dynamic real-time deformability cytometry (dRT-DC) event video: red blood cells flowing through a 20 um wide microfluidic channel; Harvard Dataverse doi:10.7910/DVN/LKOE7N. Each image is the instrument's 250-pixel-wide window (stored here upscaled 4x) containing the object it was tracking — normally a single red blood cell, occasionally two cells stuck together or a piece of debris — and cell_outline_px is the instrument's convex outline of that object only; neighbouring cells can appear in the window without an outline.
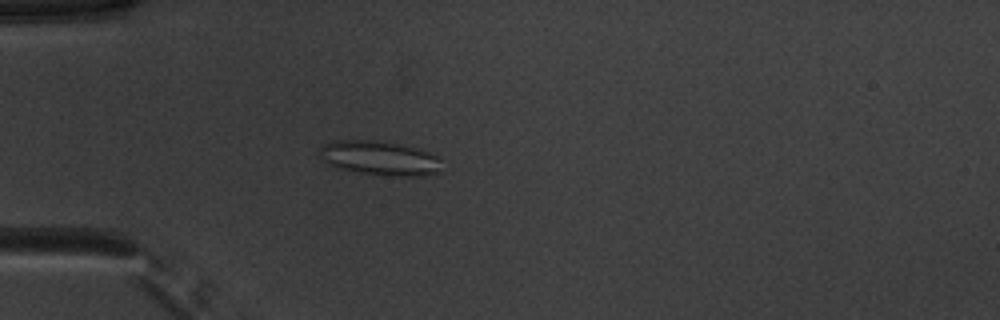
{"species": "common noctule bat (a hibernating species)", "species_latin": "Nyctalus noctula", "temperature_condition": "warm", "stored_images_in_passage": 41, "camera_frame_rate_fps": 3000, "um_per_image_px": 0.085, "animal": {"sex": "male", "body_mass_g": 20.1, "forearm_length_mm": 53.5}, "frame": {"image": 1, "passage_image": 5, "time_ms": 1.333, "image_size_px": [1000, 320], "cell_outline_px": [[440, 172], [424, 176], [392, 176], [360, 172], [336, 168], [324, 160], [316, 152], [324, 144], [332, 140], [372, 140], [396, 144], [428, 152], [436, 156], [440, 160]], "centroid_in_image_um": [32.23, 13.45], "position_along_channel_um": 52.8, "area_um2": 24.22}}
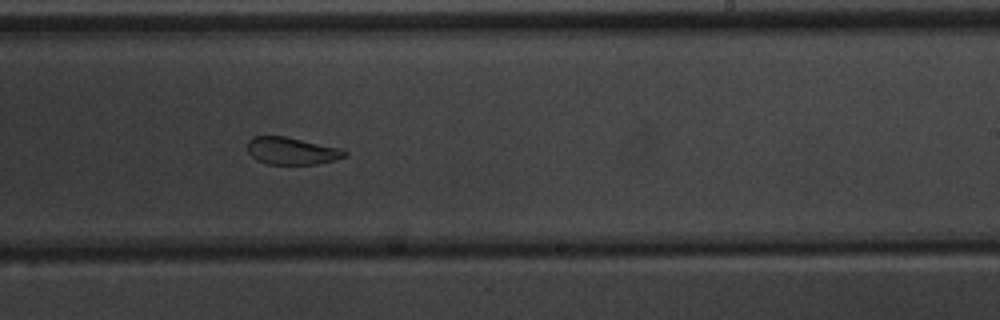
{"frame": {"image": 2, "passage_image": 22, "time_ms": 7.0, "image_size_px": [1000, 320], "cell_outline_px": [[348, 156], [336, 160], [316, 164], [268, 164], [256, 160], [248, 152], [248, 140], [252, 136], [284, 136], [340, 148], [348, 152]], "centroid_in_image_um": [24.81, 12.83], "position_along_channel_um": 264.2, "area_um2": 15.49}}
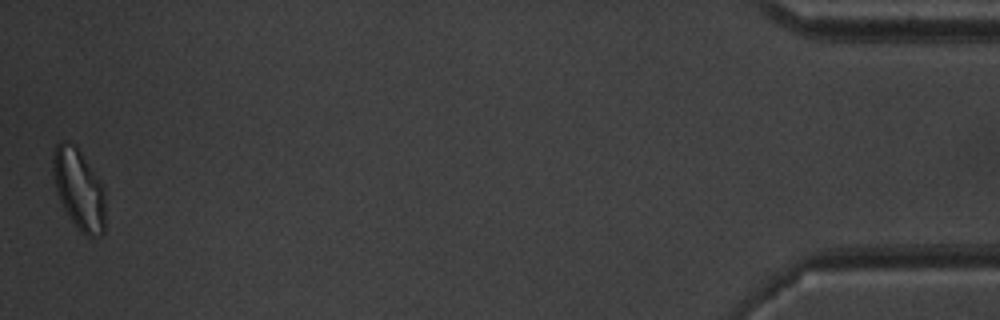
{"frame": {"image": 3, "passage_image": 41, "time_ms": 13.333, "image_size_px": [1000, 320], "cell_outline_px": [[104, 232], [100, 236], [88, 236], [80, 232], [64, 208], [60, 200], [56, 188], [52, 172], [52, 152], [56, 144], [64, 140], [76, 144], [100, 180], [104, 188]], "centroid_in_image_um": [6.69, 16.03], "position_along_channel_um": 428.5, "area_um2": 24.68}, "authors_computed_cell_mechanics": {"area_um2": 17.8602, "velocity_mm_per_s": 3.9403, "shape_relaxation_time_tau1_ms": null, "shape_relaxation_time_tau2_ms": 2.0816, "deformation_change_tau1": null, "deformation_change_tau2": 0.0896}}